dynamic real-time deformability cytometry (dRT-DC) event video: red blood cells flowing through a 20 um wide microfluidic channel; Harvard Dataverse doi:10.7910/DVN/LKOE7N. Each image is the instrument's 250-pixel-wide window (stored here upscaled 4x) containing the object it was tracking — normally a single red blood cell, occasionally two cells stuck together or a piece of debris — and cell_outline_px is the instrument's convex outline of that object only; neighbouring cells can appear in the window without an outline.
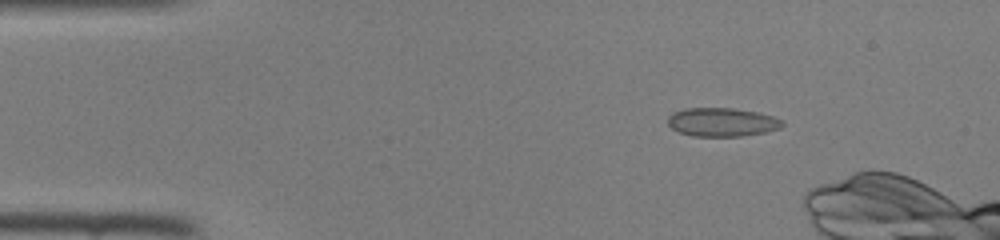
{"species": "common noctule bat (a hibernating species)", "species_latin": "Nyctalus noctula", "temperature_condition": "room temperature", "stored_images_in_passage": 42, "camera_frame_rate_fps": 3000, "um_per_image_px": 0.085, "animal": {"sex": "female", "body_mass_g": 22.0, "forearm_length_mm": 56.7}, "frame": {"image": 1, "passage_image": 7, "time_ms": 2.0, "image_size_px": [1000, 240], "cell_outline_px": [[784, 124], [780, 128], [764, 132], [740, 136], [692, 136], [680, 132], [672, 128], [668, 124], [668, 116], [672, 112], [684, 108], [732, 108], [756, 112], [772, 116], [784, 120]], "centroid_in_image_um": [61.35, 10.37], "position_along_channel_um": 23.6, "area_um2": 19.07}}
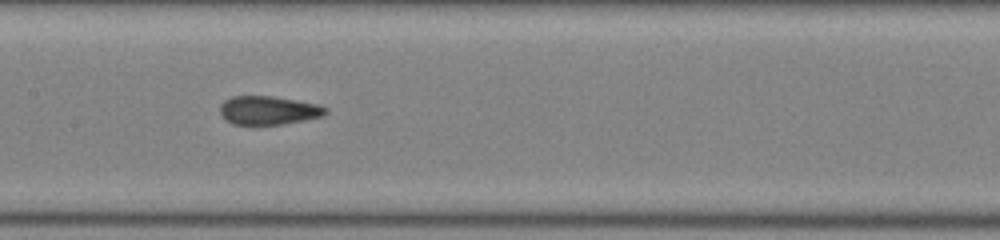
{"frame": {"image": 2, "passage_image": 23, "time_ms": 7.333, "image_size_px": [1000, 240], "cell_outline_px": [[328, 112], [324, 116], [284, 124], [232, 124], [220, 112], [220, 104], [224, 100], [232, 96], [272, 96], [320, 104], [328, 108]], "centroid_in_image_um": [22.87, 9.37], "position_along_channel_um": 184.5, "area_um2": 17.63}}
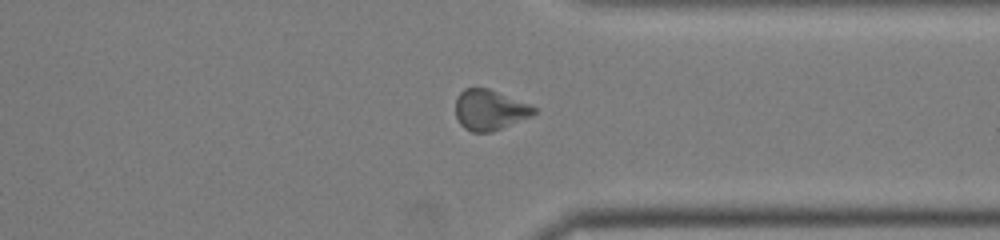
{"frame": {"image": 3, "passage_image": 36, "time_ms": 11.667, "image_size_px": [1000, 240], "cell_outline_px": [[536, 112], [532, 116], [492, 132], [472, 132], [464, 128], [460, 124], [456, 116], [456, 96], [464, 88], [488, 88], [528, 104], [536, 108]], "centroid_in_image_um": [41.6, 9.35], "position_along_channel_um": 369.8, "area_um2": 18.38}}